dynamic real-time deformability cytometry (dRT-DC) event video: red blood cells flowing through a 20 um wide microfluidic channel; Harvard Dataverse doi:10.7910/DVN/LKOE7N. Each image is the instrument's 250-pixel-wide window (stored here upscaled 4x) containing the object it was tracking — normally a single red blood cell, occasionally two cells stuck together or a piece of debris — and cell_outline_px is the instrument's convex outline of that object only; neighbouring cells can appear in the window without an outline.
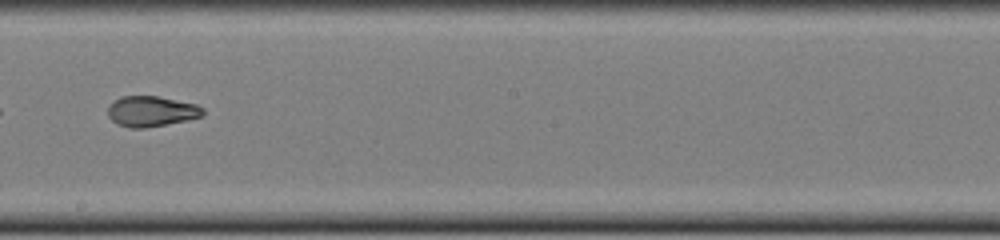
{"species": "common noctule bat (a hibernating species)", "species_latin": "Nyctalus noctula", "temperature_condition": "cold", "stored_images_in_passage": 48, "camera_frame_rate_fps": 3000, "um_per_image_px": 0.085, "animal": {"sex": "female", "body_mass_g": 22.0, "forearm_length_mm": 56.7}, "frame": {"image": 1, "passage_image": 28, "time_ms": 9.0, "image_size_px": [1000, 240], "cell_outline_px": [[204, 116], [188, 120], [144, 128], [128, 128], [116, 124], [108, 116], [108, 108], [120, 96], [156, 96], [196, 104], [204, 108]], "centroid_in_image_um": [12.88, 9.47], "position_along_channel_um": 235.3, "area_um2": 16.88}, "authors_computed_cell_mechanics": {"area_um2": 19.5942, "velocity_mm_per_s": 4.0107, "shape_relaxation_time_tau1_ms": null, "shape_relaxation_time_tau2_ms": 1.6402, "deformation_change_tau1": null, "deformation_change_tau2": 0.0783}}